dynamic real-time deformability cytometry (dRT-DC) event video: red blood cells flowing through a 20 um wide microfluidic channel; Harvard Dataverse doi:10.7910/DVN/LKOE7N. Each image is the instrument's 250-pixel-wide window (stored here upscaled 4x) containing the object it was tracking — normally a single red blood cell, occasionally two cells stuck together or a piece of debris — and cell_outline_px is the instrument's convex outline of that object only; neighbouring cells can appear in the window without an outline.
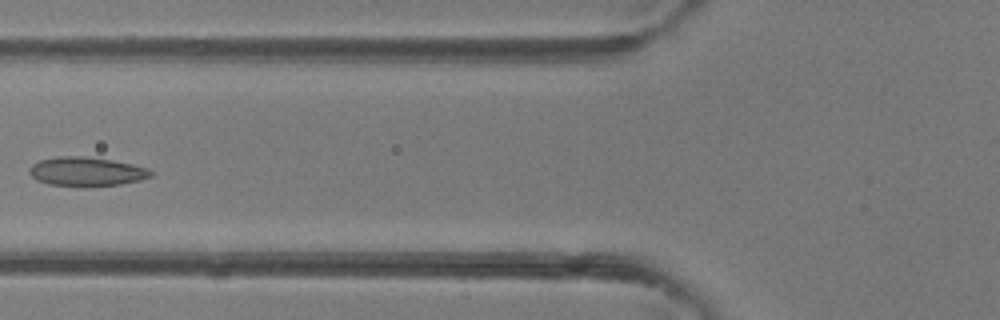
{"species": "common noctule bat (a hibernating species)", "species_latin": "Nyctalus noctula", "temperature_condition": "room temperature", "stored_images_in_passage": 5, "camera_frame_rate_fps": 3000, "um_per_image_px": 0.085, "animal": {"sex": "female"}, "frame": {"image": 1, "passage_image": 5, "time_ms": 5.333, "image_size_px": [1000, 320], "cell_outline_px": [[152, 176], [140, 180], [120, 184], [84, 188], [48, 184], [36, 180], [28, 172], [28, 168], [32, 164], [40, 160], [56, 156], [84, 156], [112, 160], [132, 164], [148, 168], [152, 172]], "centroid_in_image_um": [7.32, 14.6], "position_along_channel_um": 118.5, "area_um2": 20.98}}